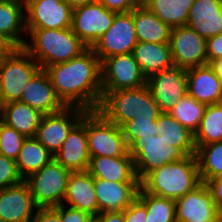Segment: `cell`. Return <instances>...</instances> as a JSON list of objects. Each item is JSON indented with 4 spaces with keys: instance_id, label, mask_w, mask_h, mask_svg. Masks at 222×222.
Wrapping results in <instances>:
<instances>
[{
    "instance_id": "1",
    "label": "cell",
    "mask_w": 222,
    "mask_h": 222,
    "mask_svg": "<svg viewBox=\"0 0 222 222\" xmlns=\"http://www.w3.org/2000/svg\"><path fill=\"white\" fill-rule=\"evenodd\" d=\"M66 106L96 110L102 97L101 61L91 48L67 62L44 69Z\"/></svg>"
},
{
    "instance_id": "2",
    "label": "cell",
    "mask_w": 222,
    "mask_h": 222,
    "mask_svg": "<svg viewBox=\"0 0 222 222\" xmlns=\"http://www.w3.org/2000/svg\"><path fill=\"white\" fill-rule=\"evenodd\" d=\"M106 120L121 127L131 120H157L162 113L148 87L102 91L96 109Z\"/></svg>"
},
{
    "instance_id": "3",
    "label": "cell",
    "mask_w": 222,
    "mask_h": 222,
    "mask_svg": "<svg viewBox=\"0 0 222 222\" xmlns=\"http://www.w3.org/2000/svg\"><path fill=\"white\" fill-rule=\"evenodd\" d=\"M23 48L45 69L47 66L67 62L80 56L88 47L77 37L72 28L26 29Z\"/></svg>"
},
{
    "instance_id": "4",
    "label": "cell",
    "mask_w": 222,
    "mask_h": 222,
    "mask_svg": "<svg viewBox=\"0 0 222 222\" xmlns=\"http://www.w3.org/2000/svg\"><path fill=\"white\" fill-rule=\"evenodd\" d=\"M200 183L196 156L190 155L150 172L140 182V186L147 193L176 201Z\"/></svg>"
},
{
    "instance_id": "5",
    "label": "cell",
    "mask_w": 222,
    "mask_h": 222,
    "mask_svg": "<svg viewBox=\"0 0 222 222\" xmlns=\"http://www.w3.org/2000/svg\"><path fill=\"white\" fill-rule=\"evenodd\" d=\"M41 66L24 49L18 48L0 62V104L20 101L28 82L41 70Z\"/></svg>"
},
{
    "instance_id": "6",
    "label": "cell",
    "mask_w": 222,
    "mask_h": 222,
    "mask_svg": "<svg viewBox=\"0 0 222 222\" xmlns=\"http://www.w3.org/2000/svg\"><path fill=\"white\" fill-rule=\"evenodd\" d=\"M135 173L140 182L152 171L163 165L181 161L187 156L160 135L140 137L129 146Z\"/></svg>"
},
{
    "instance_id": "7",
    "label": "cell",
    "mask_w": 222,
    "mask_h": 222,
    "mask_svg": "<svg viewBox=\"0 0 222 222\" xmlns=\"http://www.w3.org/2000/svg\"><path fill=\"white\" fill-rule=\"evenodd\" d=\"M70 175L71 172L53 158L24 181L38 207H55L63 204Z\"/></svg>"
},
{
    "instance_id": "8",
    "label": "cell",
    "mask_w": 222,
    "mask_h": 222,
    "mask_svg": "<svg viewBox=\"0 0 222 222\" xmlns=\"http://www.w3.org/2000/svg\"><path fill=\"white\" fill-rule=\"evenodd\" d=\"M87 143L90 158L118 157L129 152L121 127L106 120L97 110H87Z\"/></svg>"
},
{
    "instance_id": "9",
    "label": "cell",
    "mask_w": 222,
    "mask_h": 222,
    "mask_svg": "<svg viewBox=\"0 0 222 222\" xmlns=\"http://www.w3.org/2000/svg\"><path fill=\"white\" fill-rule=\"evenodd\" d=\"M138 42L131 12L116 13L114 21L91 48L101 63L114 55L133 53Z\"/></svg>"
},
{
    "instance_id": "10",
    "label": "cell",
    "mask_w": 222,
    "mask_h": 222,
    "mask_svg": "<svg viewBox=\"0 0 222 222\" xmlns=\"http://www.w3.org/2000/svg\"><path fill=\"white\" fill-rule=\"evenodd\" d=\"M116 12L105 8L99 1L72 10V31L88 47L92 48L111 27Z\"/></svg>"
},
{
    "instance_id": "11",
    "label": "cell",
    "mask_w": 222,
    "mask_h": 222,
    "mask_svg": "<svg viewBox=\"0 0 222 222\" xmlns=\"http://www.w3.org/2000/svg\"><path fill=\"white\" fill-rule=\"evenodd\" d=\"M102 91H117L147 84L133 53L114 55L101 63Z\"/></svg>"
},
{
    "instance_id": "12",
    "label": "cell",
    "mask_w": 222,
    "mask_h": 222,
    "mask_svg": "<svg viewBox=\"0 0 222 222\" xmlns=\"http://www.w3.org/2000/svg\"><path fill=\"white\" fill-rule=\"evenodd\" d=\"M86 111L81 107L66 106L60 112L44 115L35 138L54 156Z\"/></svg>"
},
{
    "instance_id": "13",
    "label": "cell",
    "mask_w": 222,
    "mask_h": 222,
    "mask_svg": "<svg viewBox=\"0 0 222 222\" xmlns=\"http://www.w3.org/2000/svg\"><path fill=\"white\" fill-rule=\"evenodd\" d=\"M169 45L174 66L189 69L207 64L206 39L189 26L173 27Z\"/></svg>"
},
{
    "instance_id": "14",
    "label": "cell",
    "mask_w": 222,
    "mask_h": 222,
    "mask_svg": "<svg viewBox=\"0 0 222 222\" xmlns=\"http://www.w3.org/2000/svg\"><path fill=\"white\" fill-rule=\"evenodd\" d=\"M147 85L161 112H169L188 94L187 69L173 66L151 75Z\"/></svg>"
},
{
    "instance_id": "15",
    "label": "cell",
    "mask_w": 222,
    "mask_h": 222,
    "mask_svg": "<svg viewBox=\"0 0 222 222\" xmlns=\"http://www.w3.org/2000/svg\"><path fill=\"white\" fill-rule=\"evenodd\" d=\"M72 10L66 0H31L25 4L26 29L71 28Z\"/></svg>"
},
{
    "instance_id": "16",
    "label": "cell",
    "mask_w": 222,
    "mask_h": 222,
    "mask_svg": "<svg viewBox=\"0 0 222 222\" xmlns=\"http://www.w3.org/2000/svg\"><path fill=\"white\" fill-rule=\"evenodd\" d=\"M53 157L70 172L88 170L90 155L87 143V111L68 133L62 147Z\"/></svg>"
},
{
    "instance_id": "17",
    "label": "cell",
    "mask_w": 222,
    "mask_h": 222,
    "mask_svg": "<svg viewBox=\"0 0 222 222\" xmlns=\"http://www.w3.org/2000/svg\"><path fill=\"white\" fill-rule=\"evenodd\" d=\"M37 209L24 180L17 185L0 189V222H31Z\"/></svg>"
},
{
    "instance_id": "18",
    "label": "cell",
    "mask_w": 222,
    "mask_h": 222,
    "mask_svg": "<svg viewBox=\"0 0 222 222\" xmlns=\"http://www.w3.org/2000/svg\"><path fill=\"white\" fill-rule=\"evenodd\" d=\"M219 212L204 182L175 201L176 222L210 220Z\"/></svg>"
},
{
    "instance_id": "19",
    "label": "cell",
    "mask_w": 222,
    "mask_h": 222,
    "mask_svg": "<svg viewBox=\"0 0 222 222\" xmlns=\"http://www.w3.org/2000/svg\"><path fill=\"white\" fill-rule=\"evenodd\" d=\"M100 212L124 211L136 198L140 182H113L94 178Z\"/></svg>"
},
{
    "instance_id": "20",
    "label": "cell",
    "mask_w": 222,
    "mask_h": 222,
    "mask_svg": "<svg viewBox=\"0 0 222 222\" xmlns=\"http://www.w3.org/2000/svg\"><path fill=\"white\" fill-rule=\"evenodd\" d=\"M20 102L28 104L42 114L62 111L66 105L57 96L48 73L41 69L25 87Z\"/></svg>"
},
{
    "instance_id": "21",
    "label": "cell",
    "mask_w": 222,
    "mask_h": 222,
    "mask_svg": "<svg viewBox=\"0 0 222 222\" xmlns=\"http://www.w3.org/2000/svg\"><path fill=\"white\" fill-rule=\"evenodd\" d=\"M187 86L188 94L205 105L222 103V80L209 64L187 69Z\"/></svg>"
},
{
    "instance_id": "22",
    "label": "cell",
    "mask_w": 222,
    "mask_h": 222,
    "mask_svg": "<svg viewBox=\"0 0 222 222\" xmlns=\"http://www.w3.org/2000/svg\"><path fill=\"white\" fill-rule=\"evenodd\" d=\"M63 204L86 212L92 217L99 213L94 177L88 171L71 172Z\"/></svg>"
},
{
    "instance_id": "23",
    "label": "cell",
    "mask_w": 222,
    "mask_h": 222,
    "mask_svg": "<svg viewBox=\"0 0 222 222\" xmlns=\"http://www.w3.org/2000/svg\"><path fill=\"white\" fill-rule=\"evenodd\" d=\"M187 26L205 39L222 33V0H194Z\"/></svg>"
},
{
    "instance_id": "24",
    "label": "cell",
    "mask_w": 222,
    "mask_h": 222,
    "mask_svg": "<svg viewBox=\"0 0 222 222\" xmlns=\"http://www.w3.org/2000/svg\"><path fill=\"white\" fill-rule=\"evenodd\" d=\"M94 178L113 182H140L129 152L124 156L91 157L87 170Z\"/></svg>"
},
{
    "instance_id": "25",
    "label": "cell",
    "mask_w": 222,
    "mask_h": 222,
    "mask_svg": "<svg viewBox=\"0 0 222 222\" xmlns=\"http://www.w3.org/2000/svg\"><path fill=\"white\" fill-rule=\"evenodd\" d=\"M44 114L20 101L1 105V121L24 137H35Z\"/></svg>"
},
{
    "instance_id": "26",
    "label": "cell",
    "mask_w": 222,
    "mask_h": 222,
    "mask_svg": "<svg viewBox=\"0 0 222 222\" xmlns=\"http://www.w3.org/2000/svg\"><path fill=\"white\" fill-rule=\"evenodd\" d=\"M133 55L147 79L153 74L174 66L169 44L138 41Z\"/></svg>"
},
{
    "instance_id": "27",
    "label": "cell",
    "mask_w": 222,
    "mask_h": 222,
    "mask_svg": "<svg viewBox=\"0 0 222 222\" xmlns=\"http://www.w3.org/2000/svg\"><path fill=\"white\" fill-rule=\"evenodd\" d=\"M138 41L169 44L172 28L140 4L132 10Z\"/></svg>"
},
{
    "instance_id": "28",
    "label": "cell",
    "mask_w": 222,
    "mask_h": 222,
    "mask_svg": "<svg viewBox=\"0 0 222 222\" xmlns=\"http://www.w3.org/2000/svg\"><path fill=\"white\" fill-rule=\"evenodd\" d=\"M157 124L160 137L179 148L186 156L196 154L194 133L169 113L162 112L157 119Z\"/></svg>"
},
{
    "instance_id": "29",
    "label": "cell",
    "mask_w": 222,
    "mask_h": 222,
    "mask_svg": "<svg viewBox=\"0 0 222 222\" xmlns=\"http://www.w3.org/2000/svg\"><path fill=\"white\" fill-rule=\"evenodd\" d=\"M194 0H141L149 11L171 28L187 25Z\"/></svg>"
},
{
    "instance_id": "30",
    "label": "cell",
    "mask_w": 222,
    "mask_h": 222,
    "mask_svg": "<svg viewBox=\"0 0 222 222\" xmlns=\"http://www.w3.org/2000/svg\"><path fill=\"white\" fill-rule=\"evenodd\" d=\"M0 33L23 48L27 39L25 4L0 2Z\"/></svg>"
},
{
    "instance_id": "31",
    "label": "cell",
    "mask_w": 222,
    "mask_h": 222,
    "mask_svg": "<svg viewBox=\"0 0 222 222\" xmlns=\"http://www.w3.org/2000/svg\"><path fill=\"white\" fill-rule=\"evenodd\" d=\"M53 155L35 137H28L22 144L16 165L20 176L26 179L32 173L39 171L48 164Z\"/></svg>"
},
{
    "instance_id": "32",
    "label": "cell",
    "mask_w": 222,
    "mask_h": 222,
    "mask_svg": "<svg viewBox=\"0 0 222 222\" xmlns=\"http://www.w3.org/2000/svg\"><path fill=\"white\" fill-rule=\"evenodd\" d=\"M195 145H208L222 141V103L206 105L198 130L194 134Z\"/></svg>"
},
{
    "instance_id": "33",
    "label": "cell",
    "mask_w": 222,
    "mask_h": 222,
    "mask_svg": "<svg viewBox=\"0 0 222 222\" xmlns=\"http://www.w3.org/2000/svg\"><path fill=\"white\" fill-rule=\"evenodd\" d=\"M195 156L201 182L222 176V141L196 145Z\"/></svg>"
},
{
    "instance_id": "34",
    "label": "cell",
    "mask_w": 222,
    "mask_h": 222,
    "mask_svg": "<svg viewBox=\"0 0 222 222\" xmlns=\"http://www.w3.org/2000/svg\"><path fill=\"white\" fill-rule=\"evenodd\" d=\"M137 198L146 206V222H176L174 200L147 193L141 186Z\"/></svg>"
},
{
    "instance_id": "35",
    "label": "cell",
    "mask_w": 222,
    "mask_h": 222,
    "mask_svg": "<svg viewBox=\"0 0 222 222\" xmlns=\"http://www.w3.org/2000/svg\"><path fill=\"white\" fill-rule=\"evenodd\" d=\"M205 107V104L187 94L168 113L195 134L200 126Z\"/></svg>"
},
{
    "instance_id": "36",
    "label": "cell",
    "mask_w": 222,
    "mask_h": 222,
    "mask_svg": "<svg viewBox=\"0 0 222 222\" xmlns=\"http://www.w3.org/2000/svg\"><path fill=\"white\" fill-rule=\"evenodd\" d=\"M26 137L0 121V152L1 155L16 160Z\"/></svg>"
},
{
    "instance_id": "37",
    "label": "cell",
    "mask_w": 222,
    "mask_h": 222,
    "mask_svg": "<svg viewBox=\"0 0 222 222\" xmlns=\"http://www.w3.org/2000/svg\"><path fill=\"white\" fill-rule=\"evenodd\" d=\"M122 133L129 147L140 137L159 135L157 120H131L121 126Z\"/></svg>"
},
{
    "instance_id": "38",
    "label": "cell",
    "mask_w": 222,
    "mask_h": 222,
    "mask_svg": "<svg viewBox=\"0 0 222 222\" xmlns=\"http://www.w3.org/2000/svg\"><path fill=\"white\" fill-rule=\"evenodd\" d=\"M22 181L16 160L0 155V189L17 185Z\"/></svg>"
},
{
    "instance_id": "39",
    "label": "cell",
    "mask_w": 222,
    "mask_h": 222,
    "mask_svg": "<svg viewBox=\"0 0 222 222\" xmlns=\"http://www.w3.org/2000/svg\"><path fill=\"white\" fill-rule=\"evenodd\" d=\"M59 211L61 222H93V217L86 212L61 204L55 206Z\"/></svg>"
},
{
    "instance_id": "40",
    "label": "cell",
    "mask_w": 222,
    "mask_h": 222,
    "mask_svg": "<svg viewBox=\"0 0 222 222\" xmlns=\"http://www.w3.org/2000/svg\"><path fill=\"white\" fill-rule=\"evenodd\" d=\"M125 222H146V206L136 198L125 210Z\"/></svg>"
},
{
    "instance_id": "41",
    "label": "cell",
    "mask_w": 222,
    "mask_h": 222,
    "mask_svg": "<svg viewBox=\"0 0 222 222\" xmlns=\"http://www.w3.org/2000/svg\"><path fill=\"white\" fill-rule=\"evenodd\" d=\"M105 8L116 13L131 12L141 0H98Z\"/></svg>"
},
{
    "instance_id": "42",
    "label": "cell",
    "mask_w": 222,
    "mask_h": 222,
    "mask_svg": "<svg viewBox=\"0 0 222 222\" xmlns=\"http://www.w3.org/2000/svg\"><path fill=\"white\" fill-rule=\"evenodd\" d=\"M207 64L222 58V33L206 39Z\"/></svg>"
},
{
    "instance_id": "43",
    "label": "cell",
    "mask_w": 222,
    "mask_h": 222,
    "mask_svg": "<svg viewBox=\"0 0 222 222\" xmlns=\"http://www.w3.org/2000/svg\"><path fill=\"white\" fill-rule=\"evenodd\" d=\"M31 222H61L60 214L55 207H38Z\"/></svg>"
},
{
    "instance_id": "44",
    "label": "cell",
    "mask_w": 222,
    "mask_h": 222,
    "mask_svg": "<svg viewBox=\"0 0 222 222\" xmlns=\"http://www.w3.org/2000/svg\"><path fill=\"white\" fill-rule=\"evenodd\" d=\"M205 184L210 191L217 209L222 212V176L210 179Z\"/></svg>"
},
{
    "instance_id": "45",
    "label": "cell",
    "mask_w": 222,
    "mask_h": 222,
    "mask_svg": "<svg viewBox=\"0 0 222 222\" xmlns=\"http://www.w3.org/2000/svg\"><path fill=\"white\" fill-rule=\"evenodd\" d=\"M18 48L9 37L0 33V62L11 56Z\"/></svg>"
},
{
    "instance_id": "46",
    "label": "cell",
    "mask_w": 222,
    "mask_h": 222,
    "mask_svg": "<svg viewBox=\"0 0 222 222\" xmlns=\"http://www.w3.org/2000/svg\"><path fill=\"white\" fill-rule=\"evenodd\" d=\"M93 222H125L124 211L100 212L93 217Z\"/></svg>"
},
{
    "instance_id": "47",
    "label": "cell",
    "mask_w": 222,
    "mask_h": 222,
    "mask_svg": "<svg viewBox=\"0 0 222 222\" xmlns=\"http://www.w3.org/2000/svg\"><path fill=\"white\" fill-rule=\"evenodd\" d=\"M215 74L222 80V58L215 59L209 63Z\"/></svg>"
},
{
    "instance_id": "48",
    "label": "cell",
    "mask_w": 222,
    "mask_h": 222,
    "mask_svg": "<svg viewBox=\"0 0 222 222\" xmlns=\"http://www.w3.org/2000/svg\"><path fill=\"white\" fill-rule=\"evenodd\" d=\"M72 9L84 6L87 4L95 3L98 0H66Z\"/></svg>"
},
{
    "instance_id": "49",
    "label": "cell",
    "mask_w": 222,
    "mask_h": 222,
    "mask_svg": "<svg viewBox=\"0 0 222 222\" xmlns=\"http://www.w3.org/2000/svg\"><path fill=\"white\" fill-rule=\"evenodd\" d=\"M200 222H222L221 212H219L213 219L200 221Z\"/></svg>"
},
{
    "instance_id": "50",
    "label": "cell",
    "mask_w": 222,
    "mask_h": 222,
    "mask_svg": "<svg viewBox=\"0 0 222 222\" xmlns=\"http://www.w3.org/2000/svg\"><path fill=\"white\" fill-rule=\"evenodd\" d=\"M0 2L24 4V0H0Z\"/></svg>"
},
{
    "instance_id": "51",
    "label": "cell",
    "mask_w": 222,
    "mask_h": 222,
    "mask_svg": "<svg viewBox=\"0 0 222 222\" xmlns=\"http://www.w3.org/2000/svg\"><path fill=\"white\" fill-rule=\"evenodd\" d=\"M29 1H31V0H24V4H26V3L29 2Z\"/></svg>"
},
{
    "instance_id": "52",
    "label": "cell",
    "mask_w": 222,
    "mask_h": 222,
    "mask_svg": "<svg viewBox=\"0 0 222 222\" xmlns=\"http://www.w3.org/2000/svg\"><path fill=\"white\" fill-rule=\"evenodd\" d=\"M0 121H1V104H0Z\"/></svg>"
}]
</instances>
